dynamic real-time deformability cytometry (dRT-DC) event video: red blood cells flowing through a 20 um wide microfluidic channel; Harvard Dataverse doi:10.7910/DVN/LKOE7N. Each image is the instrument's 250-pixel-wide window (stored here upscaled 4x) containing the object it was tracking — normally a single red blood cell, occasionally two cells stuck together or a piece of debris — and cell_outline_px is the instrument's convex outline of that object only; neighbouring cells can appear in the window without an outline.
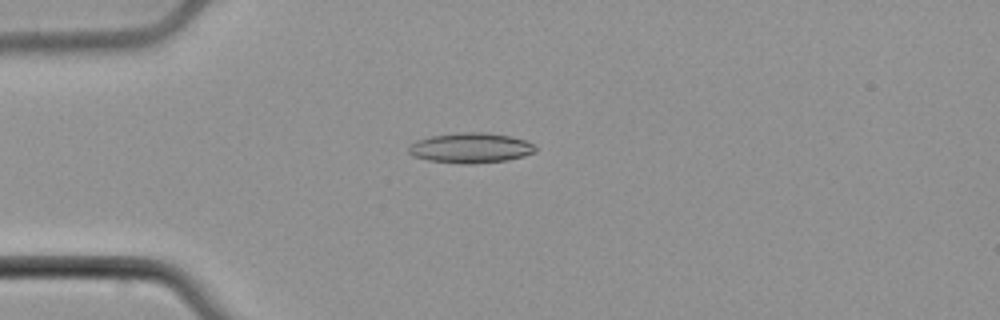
{"species": "common noctule bat (a hibernating species)", "species_latin": "Nyctalus noctula", "temperature_condition": "cold", "stored_images_in_passage": 49, "camera_frame_rate_fps": 3000, "um_per_image_px": 0.085, "animal": {"sex": "male", "body_mass_g": 21.5, "forearm_length_mm": 52.0}, "frame": {"image": 1, "passage_image": 13, "time_ms": 4.0, "image_size_px": [1000, 320], "cell_outline_px": [[536, 152], [524, 156], [508, 160], [472, 164], [464, 164], [428, 160], [412, 156], [408, 152], [408, 148], [416, 140], [432, 136], [464, 132], [484, 132], [508, 136], [524, 140], [532, 144], [536, 148]], "centroid_in_image_um": [40.0, 12.58], "position_along_channel_um": 45.0, "area_um2": 22.14}}
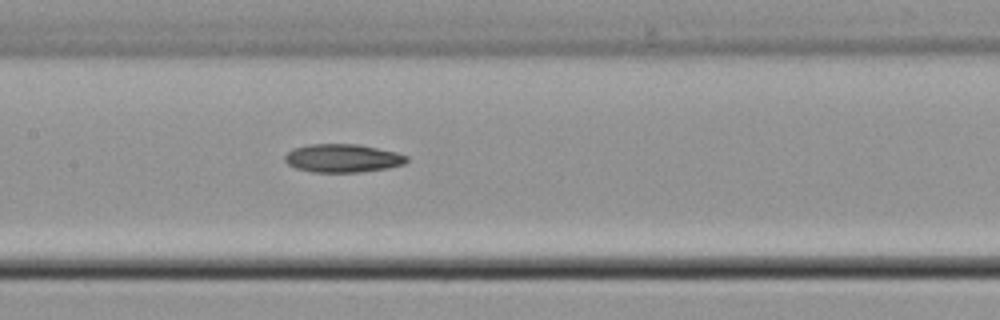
{"frame": {"image": 2, "passage_image": 24, "time_ms": 7.667, "image_size_px": [1000, 320], "cell_outline_px": [[408, 160], [404, 164], [384, 168], [360, 172], [312, 172], [296, 168], [288, 164], [284, 160], [284, 156], [292, 148], [308, 144], [356, 144], [396, 152], [408, 156]], "centroid_in_image_um": [29.08, 13.44], "position_along_channel_um": 178.3, "area_um2": 20.0}}
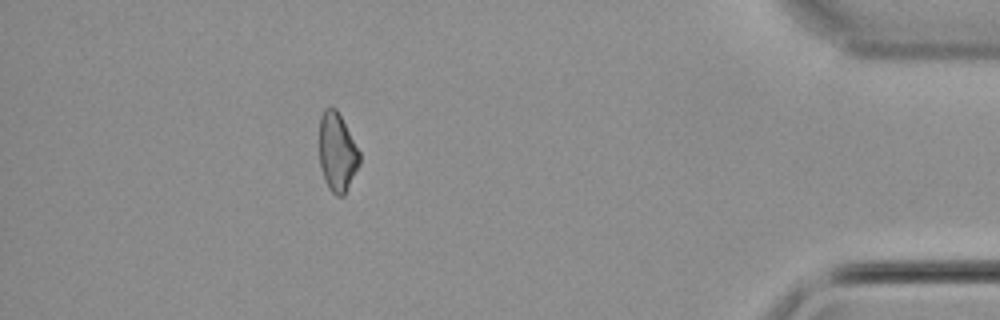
{"frame": {"image": 3, "passage_image": 44, "time_ms": 14.333, "image_size_px": [1000, 320], "cell_outline_px": [[360, 164], [344, 196], [336, 196], [328, 188], [324, 180], [320, 168], [320, 116], [324, 108], [336, 108], [360, 152]], "centroid_in_image_um": [28.66, 12.97], "position_along_channel_um": 406.5, "area_um2": 18.44}}